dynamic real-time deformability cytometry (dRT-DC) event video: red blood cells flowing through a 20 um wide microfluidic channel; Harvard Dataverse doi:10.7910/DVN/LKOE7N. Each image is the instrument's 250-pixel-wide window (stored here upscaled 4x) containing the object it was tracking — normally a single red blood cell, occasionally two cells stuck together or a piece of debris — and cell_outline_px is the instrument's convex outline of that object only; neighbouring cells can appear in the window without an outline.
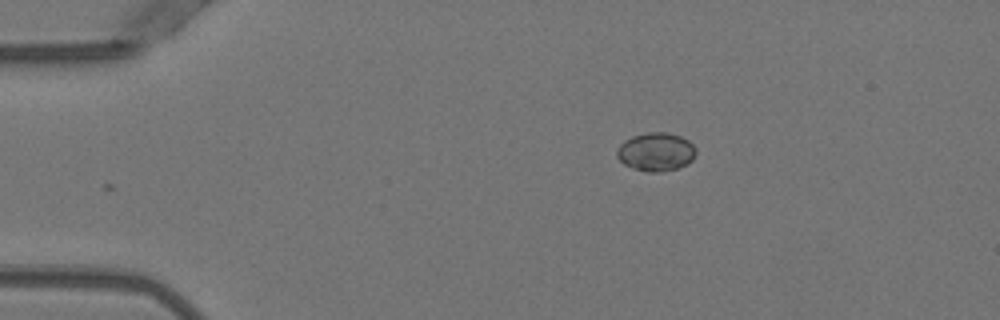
{"species": "Egyptian fruit bat (a non-hibernating species)", "species_latin": "Rousettus aegyptiacus", "temperature_condition": "warm", "stored_images_in_passage": 37, "camera_frame_rate_fps": 3000, "um_per_image_px": 0.085, "animal": {"sex": "female"}, "frame": {"image": 1, "passage_image": 1, "time_ms": 0.0, "image_size_px": [1000, 320], "cell_outline_px": [[696, 152], [692, 160], [688, 164], [676, 168], [660, 172], [648, 172], [632, 168], [624, 164], [616, 156], [616, 152], [620, 144], [624, 140], [632, 136], [648, 132], [668, 132], [680, 136], [688, 140], [696, 148]], "centroid_in_image_um": [55.75, 12.9], "position_along_channel_um": 29.3, "area_um2": 17.8}}
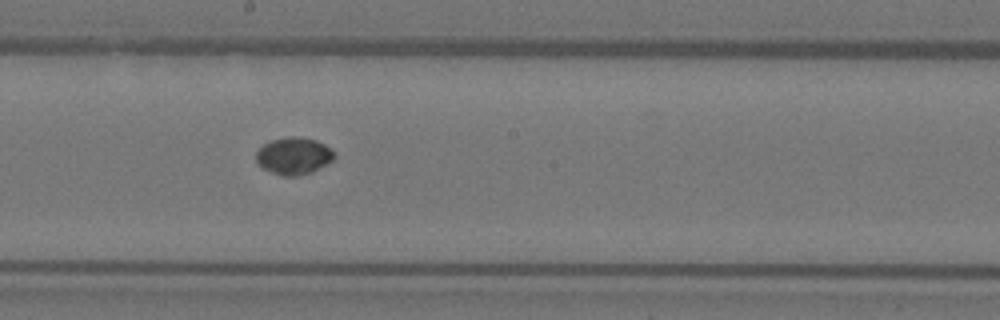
{"frame": {"image": 2, "passage_image": 20, "time_ms": 6.333, "image_size_px": [1000, 320], "cell_outline_px": [[336, 156], [332, 160], [312, 172], [296, 176], [284, 176], [272, 172], [256, 164], [256, 152], [264, 144], [272, 140], [288, 136], [300, 136], [316, 140], [324, 144], [336, 152]], "centroid_in_image_um": [24.97, 13.24], "position_along_channel_um": 223.2, "area_um2": 16.94}}
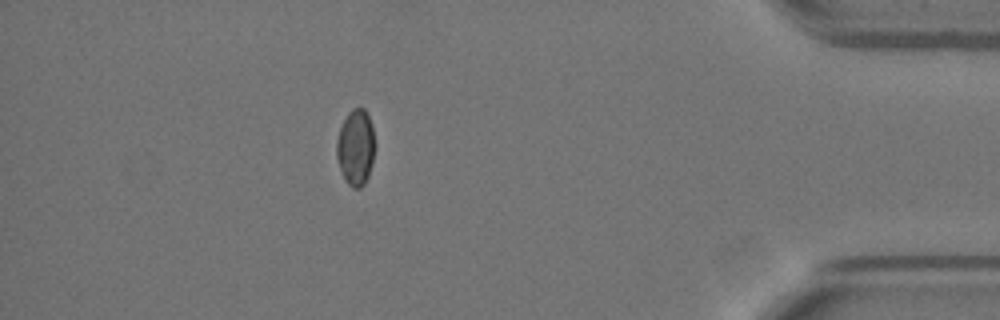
{"frame": {"image": 3, "passage_image": 37, "time_ms": 12.0, "image_size_px": [1000, 320], "cell_outline_px": [[372, 164], [368, 176], [364, 184], [360, 188], [352, 188], [344, 180], [336, 156], [336, 140], [340, 128], [348, 112], [352, 108], [364, 108], [368, 116], [372, 128]], "centroid_in_image_um": [30.19, 12.55], "position_along_channel_um": 405.0, "area_um2": 16.59}}